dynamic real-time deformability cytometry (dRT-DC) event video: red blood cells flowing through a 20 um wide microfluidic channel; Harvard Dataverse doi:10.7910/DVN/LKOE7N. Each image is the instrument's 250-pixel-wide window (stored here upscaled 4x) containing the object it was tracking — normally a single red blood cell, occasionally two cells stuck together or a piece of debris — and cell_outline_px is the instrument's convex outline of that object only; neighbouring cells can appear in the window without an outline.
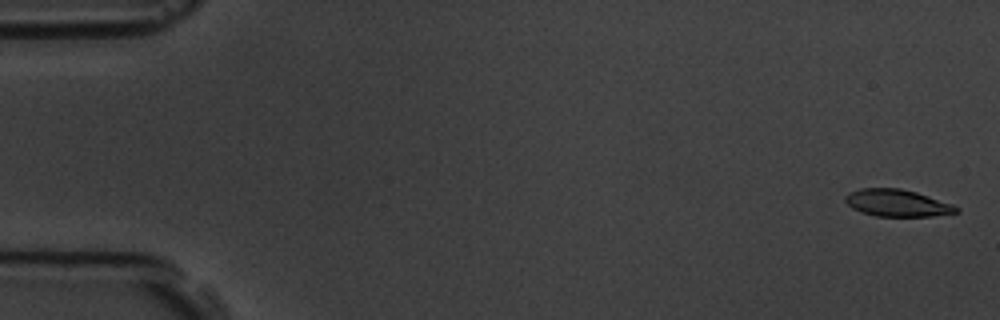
{"species": "common noctule bat (a hibernating species)", "species_latin": "Nyctalus noctula", "temperature_condition": "room temperature", "stored_images_in_passage": 6, "camera_frame_rate_fps": 3000, "um_per_image_px": 0.085, "animal": {"sex": "male", "body_mass_g": 19.5, "forearm_length_mm": 54.6}, "frame": {"image": 1, "passage_image": 1, "time_ms": 0.0, "image_size_px": [1000, 320], "cell_outline_px": [[960, 212], [932, 216], [876, 216], [860, 212], [852, 208], [844, 200], [844, 196], [848, 192], [860, 188], [900, 188], [916, 192], [952, 204], [960, 208]], "centroid_in_image_um": [76.24, 17.25], "position_along_channel_um": 8.8, "area_um2": 17.57}}